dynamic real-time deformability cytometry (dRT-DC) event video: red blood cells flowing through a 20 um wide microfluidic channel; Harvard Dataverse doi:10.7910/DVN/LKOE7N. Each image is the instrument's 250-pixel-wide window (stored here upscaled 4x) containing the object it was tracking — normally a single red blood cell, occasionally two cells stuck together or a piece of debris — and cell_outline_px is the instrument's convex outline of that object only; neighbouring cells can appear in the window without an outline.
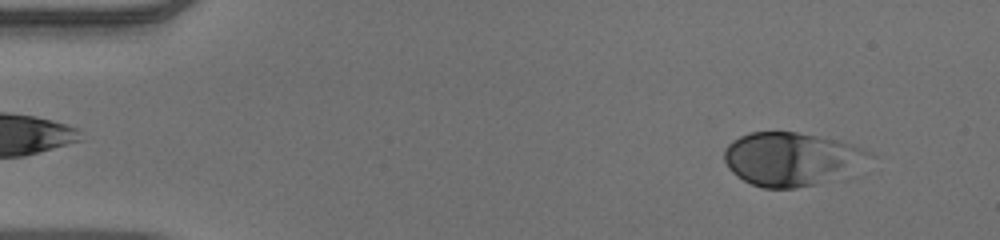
{"species": "human", "species_latin": "Homo sapiens", "temperature_condition": "warm", "stored_images_in_passage": 51, "camera_frame_rate_fps": 3000, "um_per_image_px": 0.085, "donor": {"sex": "male"}, "frame": {"image": 1, "passage_image": 4, "time_ms": 1.0, "image_size_px": [1000, 240], "cell_outline_px": [[876, 156], [816, 184], [796, 188], [764, 188], [752, 184], [744, 180], [732, 172], [728, 168], [724, 160], [724, 148], [732, 140], [748, 132], [796, 132], [844, 140], [864, 148], [872, 152]], "centroid_in_image_um": [67.21, 13.47], "position_along_channel_um": 17.8, "area_um2": 44.68}}
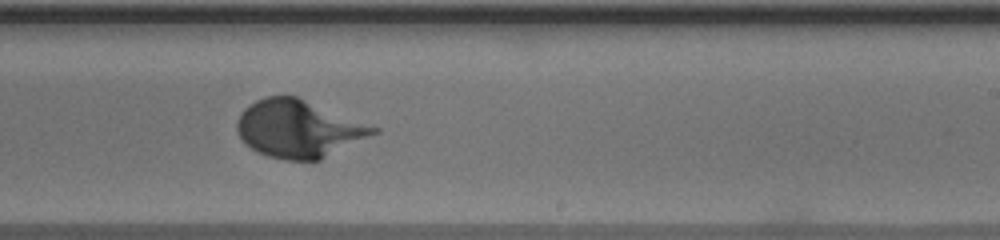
{"frame": {"image": 2, "passage_image": 31, "time_ms": 10.0, "image_size_px": [1000, 240], "cell_outline_px": [[380, 132], [320, 160], [284, 160], [268, 156], [252, 148], [240, 136], [236, 128], [236, 124], [240, 112], [244, 108], [256, 100], [268, 96], [296, 96], [380, 128]], "centroid_in_image_um": [25.4, 10.95], "position_along_channel_um": 263.6, "area_um2": 45.37}}
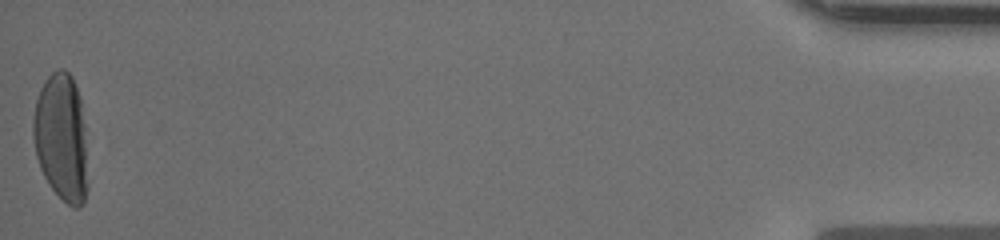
{"frame": {"image": 3, "passage_image": 51, "time_ms": 16.667, "image_size_px": [1000, 240], "cell_outline_px": [[88, 188], [84, 204], [80, 208], [72, 208], [48, 184], [40, 168], [36, 156], [32, 136], [32, 120], [36, 100], [40, 88], [44, 80], [52, 72], [60, 68], [64, 68], [72, 76], [80, 96], [84, 124], [88, 184]], "centroid_in_image_um": [5.21, 11.69], "position_along_channel_um": 430.0, "area_um2": 41.21}}